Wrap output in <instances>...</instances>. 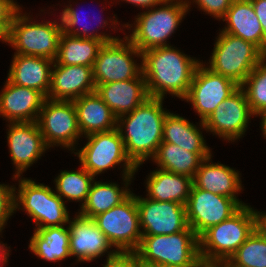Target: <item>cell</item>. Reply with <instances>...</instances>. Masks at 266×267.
<instances>
[{
  "label": "cell",
  "instance_id": "cell-7",
  "mask_svg": "<svg viewBox=\"0 0 266 267\" xmlns=\"http://www.w3.org/2000/svg\"><path fill=\"white\" fill-rule=\"evenodd\" d=\"M207 68L241 86L257 64L266 56L256 45L220 31Z\"/></svg>",
  "mask_w": 266,
  "mask_h": 267
},
{
  "label": "cell",
  "instance_id": "cell-24",
  "mask_svg": "<svg viewBox=\"0 0 266 267\" xmlns=\"http://www.w3.org/2000/svg\"><path fill=\"white\" fill-rule=\"evenodd\" d=\"M222 21L227 24L222 32L253 43L266 55V39L250 0H233Z\"/></svg>",
  "mask_w": 266,
  "mask_h": 267
},
{
  "label": "cell",
  "instance_id": "cell-46",
  "mask_svg": "<svg viewBox=\"0 0 266 267\" xmlns=\"http://www.w3.org/2000/svg\"><path fill=\"white\" fill-rule=\"evenodd\" d=\"M1 40L7 44V34L0 28V41Z\"/></svg>",
  "mask_w": 266,
  "mask_h": 267
},
{
  "label": "cell",
  "instance_id": "cell-40",
  "mask_svg": "<svg viewBox=\"0 0 266 267\" xmlns=\"http://www.w3.org/2000/svg\"><path fill=\"white\" fill-rule=\"evenodd\" d=\"M252 2L256 16L262 27L264 38L266 39V0H250Z\"/></svg>",
  "mask_w": 266,
  "mask_h": 267
},
{
  "label": "cell",
  "instance_id": "cell-5",
  "mask_svg": "<svg viewBox=\"0 0 266 267\" xmlns=\"http://www.w3.org/2000/svg\"><path fill=\"white\" fill-rule=\"evenodd\" d=\"M135 252L143 265L185 266L200 256L199 237L190 226L175 234L142 236Z\"/></svg>",
  "mask_w": 266,
  "mask_h": 267
},
{
  "label": "cell",
  "instance_id": "cell-8",
  "mask_svg": "<svg viewBox=\"0 0 266 267\" xmlns=\"http://www.w3.org/2000/svg\"><path fill=\"white\" fill-rule=\"evenodd\" d=\"M16 178L19 181V188L16 192L15 187V211L23 209L34 221L35 228L64 226L69 223L72 218L69 216L65 201L54 190L43 183L37 184L32 179L13 177Z\"/></svg>",
  "mask_w": 266,
  "mask_h": 267
},
{
  "label": "cell",
  "instance_id": "cell-27",
  "mask_svg": "<svg viewBox=\"0 0 266 267\" xmlns=\"http://www.w3.org/2000/svg\"><path fill=\"white\" fill-rule=\"evenodd\" d=\"M134 176H123L125 187H119L117 183H106L95 181L92 183L85 204L78 212L80 215L93 218L100 213L110 210L112 207L120 205L132 193L128 186ZM132 178V179H131Z\"/></svg>",
  "mask_w": 266,
  "mask_h": 267
},
{
  "label": "cell",
  "instance_id": "cell-18",
  "mask_svg": "<svg viewBox=\"0 0 266 267\" xmlns=\"http://www.w3.org/2000/svg\"><path fill=\"white\" fill-rule=\"evenodd\" d=\"M68 224L70 254L71 257H77L78 262H92L94 259L105 255L106 252L108 253L107 257L116 252L115 249L110 250L113 246L92 218L77 213L73 220H69Z\"/></svg>",
  "mask_w": 266,
  "mask_h": 267
},
{
  "label": "cell",
  "instance_id": "cell-34",
  "mask_svg": "<svg viewBox=\"0 0 266 267\" xmlns=\"http://www.w3.org/2000/svg\"><path fill=\"white\" fill-rule=\"evenodd\" d=\"M254 115L266 110V56L257 64L240 86Z\"/></svg>",
  "mask_w": 266,
  "mask_h": 267
},
{
  "label": "cell",
  "instance_id": "cell-35",
  "mask_svg": "<svg viewBox=\"0 0 266 267\" xmlns=\"http://www.w3.org/2000/svg\"><path fill=\"white\" fill-rule=\"evenodd\" d=\"M62 10L63 11L60 14L61 15V18H60L61 21H59V22L62 23V29H63L64 33H67V34H70L73 36H77V37H81V38L96 39V40L101 41L103 44L120 39L119 37L110 36V35H108V33L107 34L102 33V32L97 33L98 29H96V31H95V29L94 30L90 29L91 30L90 31L87 27V26H89V25H87V23H85L84 26L79 25V27H78L77 25L80 24V22H81L80 21L81 18L79 17L81 14H79L77 12V9L75 10V8L72 7V4L67 5ZM95 17H97V15ZM99 21H100V25H99L100 28H102V27L105 28V26L108 25L107 20L102 21V19H101V20H98V22Z\"/></svg>",
  "mask_w": 266,
  "mask_h": 267
},
{
  "label": "cell",
  "instance_id": "cell-10",
  "mask_svg": "<svg viewBox=\"0 0 266 267\" xmlns=\"http://www.w3.org/2000/svg\"><path fill=\"white\" fill-rule=\"evenodd\" d=\"M133 56L142 60V53L126 35L123 39L104 43L93 66L95 85L138 78L143 73L142 61L137 65Z\"/></svg>",
  "mask_w": 266,
  "mask_h": 267
},
{
  "label": "cell",
  "instance_id": "cell-16",
  "mask_svg": "<svg viewBox=\"0 0 266 267\" xmlns=\"http://www.w3.org/2000/svg\"><path fill=\"white\" fill-rule=\"evenodd\" d=\"M142 236L168 235L186 230L185 205L176 202H160L136 195Z\"/></svg>",
  "mask_w": 266,
  "mask_h": 267
},
{
  "label": "cell",
  "instance_id": "cell-33",
  "mask_svg": "<svg viewBox=\"0 0 266 267\" xmlns=\"http://www.w3.org/2000/svg\"><path fill=\"white\" fill-rule=\"evenodd\" d=\"M227 262L232 267H266V238L255 229Z\"/></svg>",
  "mask_w": 266,
  "mask_h": 267
},
{
  "label": "cell",
  "instance_id": "cell-28",
  "mask_svg": "<svg viewBox=\"0 0 266 267\" xmlns=\"http://www.w3.org/2000/svg\"><path fill=\"white\" fill-rule=\"evenodd\" d=\"M34 230L28 247L34 255L50 262H60L71 257L68 226L35 228Z\"/></svg>",
  "mask_w": 266,
  "mask_h": 267
},
{
  "label": "cell",
  "instance_id": "cell-22",
  "mask_svg": "<svg viewBox=\"0 0 266 267\" xmlns=\"http://www.w3.org/2000/svg\"><path fill=\"white\" fill-rule=\"evenodd\" d=\"M211 157L201 162L192 179L193 185L216 195L234 198L241 206L247 205L236 196L242 190L239 171L221 163H213Z\"/></svg>",
  "mask_w": 266,
  "mask_h": 267
},
{
  "label": "cell",
  "instance_id": "cell-26",
  "mask_svg": "<svg viewBox=\"0 0 266 267\" xmlns=\"http://www.w3.org/2000/svg\"><path fill=\"white\" fill-rule=\"evenodd\" d=\"M146 195L148 198L160 202H176L185 205L189 198L193 184L192 178L162 169L150 172L146 178Z\"/></svg>",
  "mask_w": 266,
  "mask_h": 267
},
{
  "label": "cell",
  "instance_id": "cell-9",
  "mask_svg": "<svg viewBox=\"0 0 266 267\" xmlns=\"http://www.w3.org/2000/svg\"><path fill=\"white\" fill-rule=\"evenodd\" d=\"M87 143L78 152L81 165L92 175L97 176L115 166H123L122 176H134L136 166L128 158L124 142L117 128L85 136Z\"/></svg>",
  "mask_w": 266,
  "mask_h": 267
},
{
  "label": "cell",
  "instance_id": "cell-43",
  "mask_svg": "<svg viewBox=\"0 0 266 267\" xmlns=\"http://www.w3.org/2000/svg\"><path fill=\"white\" fill-rule=\"evenodd\" d=\"M198 267H228L227 261H209L198 257Z\"/></svg>",
  "mask_w": 266,
  "mask_h": 267
},
{
  "label": "cell",
  "instance_id": "cell-41",
  "mask_svg": "<svg viewBox=\"0 0 266 267\" xmlns=\"http://www.w3.org/2000/svg\"><path fill=\"white\" fill-rule=\"evenodd\" d=\"M255 214V229L266 238V213L254 210Z\"/></svg>",
  "mask_w": 266,
  "mask_h": 267
},
{
  "label": "cell",
  "instance_id": "cell-21",
  "mask_svg": "<svg viewBox=\"0 0 266 267\" xmlns=\"http://www.w3.org/2000/svg\"><path fill=\"white\" fill-rule=\"evenodd\" d=\"M95 92L119 118L149 98L143 73L131 80L96 85Z\"/></svg>",
  "mask_w": 266,
  "mask_h": 267
},
{
  "label": "cell",
  "instance_id": "cell-39",
  "mask_svg": "<svg viewBox=\"0 0 266 267\" xmlns=\"http://www.w3.org/2000/svg\"><path fill=\"white\" fill-rule=\"evenodd\" d=\"M20 5L14 0H0V28L8 35L11 23Z\"/></svg>",
  "mask_w": 266,
  "mask_h": 267
},
{
  "label": "cell",
  "instance_id": "cell-15",
  "mask_svg": "<svg viewBox=\"0 0 266 267\" xmlns=\"http://www.w3.org/2000/svg\"><path fill=\"white\" fill-rule=\"evenodd\" d=\"M251 116L255 115L250 109L246 93L239 87L204 122L200 121L199 125L201 129L213 132L228 142H234L247 131Z\"/></svg>",
  "mask_w": 266,
  "mask_h": 267
},
{
  "label": "cell",
  "instance_id": "cell-44",
  "mask_svg": "<svg viewBox=\"0 0 266 267\" xmlns=\"http://www.w3.org/2000/svg\"><path fill=\"white\" fill-rule=\"evenodd\" d=\"M9 247L7 245L2 244L0 242V267H3L6 263H8V257H9ZM2 264V265H1Z\"/></svg>",
  "mask_w": 266,
  "mask_h": 267
},
{
  "label": "cell",
  "instance_id": "cell-48",
  "mask_svg": "<svg viewBox=\"0 0 266 267\" xmlns=\"http://www.w3.org/2000/svg\"><path fill=\"white\" fill-rule=\"evenodd\" d=\"M166 1H179V2H184V3H186V4H188V7H191L190 5H191V0L189 1V0H166Z\"/></svg>",
  "mask_w": 266,
  "mask_h": 267
},
{
  "label": "cell",
  "instance_id": "cell-3",
  "mask_svg": "<svg viewBox=\"0 0 266 267\" xmlns=\"http://www.w3.org/2000/svg\"><path fill=\"white\" fill-rule=\"evenodd\" d=\"M146 10L135 17L134 25H123L129 30L134 26L131 35L126 37L141 53L148 49L169 46L166 40L174 34L190 8L184 2L165 1L159 7Z\"/></svg>",
  "mask_w": 266,
  "mask_h": 267
},
{
  "label": "cell",
  "instance_id": "cell-31",
  "mask_svg": "<svg viewBox=\"0 0 266 267\" xmlns=\"http://www.w3.org/2000/svg\"><path fill=\"white\" fill-rule=\"evenodd\" d=\"M103 43L92 38H81L62 33L58 54L54 60L59 65H85L93 67Z\"/></svg>",
  "mask_w": 266,
  "mask_h": 267
},
{
  "label": "cell",
  "instance_id": "cell-37",
  "mask_svg": "<svg viewBox=\"0 0 266 267\" xmlns=\"http://www.w3.org/2000/svg\"><path fill=\"white\" fill-rule=\"evenodd\" d=\"M192 2H195L197 7L206 14L220 20L226 15L233 0H192Z\"/></svg>",
  "mask_w": 266,
  "mask_h": 267
},
{
  "label": "cell",
  "instance_id": "cell-11",
  "mask_svg": "<svg viewBox=\"0 0 266 267\" xmlns=\"http://www.w3.org/2000/svg\"><path fill=\"white\" fill-rule=\"evenodd\" d=\"M116 251H136L142 239L136 195L92 218Z\"/></svg>",
  "mask_w": 266,
  "mask_h": 267
},
{
  "label": "cell",
  "instance_id": "cell-1",
  "mask_svg": "<svg viewBox=\"0 0 266 267\" xmlns=\"http://www.w3.org/2000/svg\"><path fill=\"white\" fill-rule=\"evenodd\" d=\"M169 46L142 52L143 75L149 97L164 99L165 94L184 99L194 73L201 63Z\"/></svg>",
  "mask_w": 266,
  "mask_h": 267
},
{
  "label": "cell",
  "instance_id": "cell-23",
  "mask_svg": "<svg viewBox=\"0 0 266 267\" xmlns=\"http://www.w3.org/2000/svg\"><path fill=\"white\" fill-rule=\"evenodd\" d=\"M53 64L54 60L48 58L14 54L7 77L12 83L38 90L47 98Z\"/></svg>",
  "mask_w": 266,
  "mask_h": 267
},
{
  "label": "cell",
  "instance_id": "cell-49",
  "mask_svg": "<svg viewBox=\"0 0 266 267\" xmlns=\"http://www.w3.org/2000/svg\"><path fill=\"white\" fill-rule=\"evenodd\" d=\"M139 267H153V266H147V265L141 264Z\"/></svg>",
  "mask_w": 266,
  "mask_h": 267
},
{
  "label": "cell",
  "instance_id": "cell-30",
  "mask_svg": "<svg viewBox=\"0 0 266 267\" xmlns=\"http://www.w3.org/2000/svg\"><path fill=\"white\" fill-rule=\"evenodd\" d=\"M210 156L211 153H192L175 144L162 142L151 160L160 167L159 169L193 179L201 162Z\"/></svg>",
  "mask_w": 266,
  "mask_h": 267
},
{
  "label": "cell",
  "instance_id": "cell-12",
  "mask_svg": "<svg viewBox=\"0 0 266 267\" xmlns=\"http://www.w3.org/2000/svg\"><path fill=\"white\" fill-rule=\"evenodd\" d=\"M37 124L48 148L61 145L73 151L82 137L73 101L46 98L39 112Z\"/></svg>",
  "mask_w": 266,
  "mask_h": 267
},
{
  "label": "cell",
  "instance_id": "cell-47",
  "mask_svg": "<svg viewBox=\"0 0 266 267\" xmlns=\"http://www.w3.org/2000/svg\"><path fill=\"white\" fill-rule=\"evenodd\" d=\"M167 267H198V258L191 264L185 266H167Z\"/></svg>",
  "mask_w": 266,
  "mask_h": 267
},
{
  "label": "cell",
  "instance_id": "cell-42",
  "mask_svg": "<svg viewBox=\"0 0 266 267\" xmlns=\"http://www.w3.org/2000/svg\"><path fill=\"white\" fill-rule=\"evenodd\" d=\"M122 2L123 1H126L127 3H130V4H133V5H136V6H140L141 8H145L148 9V8H153L154 6H158L162 3H164L166 0H121Z\"/></svg>",
  "mask_w": 266,
  "mask_h": 267
},
{
  "label": "cell",
  "instance_id": "cell-20",
  "mask_svg": "<svg viewBox=\"0 0 266 267\" xmlns=\"http://www.w3.org/2000/svg\"><path fill=\"white\" fill-rule=\"evenodd\" d=\"M45 99L38 90L16 85L7 78L0 93V115L8 123L37 121Z\"/></svg>",
  "mask_w": 266,
  "mask_h": 267
},
{
  "label": "cell",
  "instance_id": "cell-4",
  "mask_svg": "<svg viewBox=\"0 0 266 267\" xmlns=\"http://www.w3.org/2000/svg\"><path fill=\"white\" fill-rule=\"evenodd\" d=\"M255 230V214L242 206L229 219L213 225L199 236V254L204 260L228 261Z\"/></svg>",
  "mask_w": 266,
  "mask_h": 267
},
{
  "label": "cell",
  "instance_id": "cell-2",
  "mask_svg": "<svg viewBox=\"0 0 266 267\" xmlns=\"http://www.w3.org/2000/svg\"><path fill=\"white\" fill-rule=\"evenodd\" d=\"M163 100L149 97L130 113L117 118L116 128L136 170L154 157L162 143L163 123L168 113L163 108Z\"/></svg>",
  "mask_w": 266,
  "mask_h": 267
},
{
  "label": "cell",
  "instance_id": "cell-19",
  "mask_svg": "<svg viewBox=\"0 0 266 267\" xmlns=\"http://www.w3.org/2000/svg\"><path fill=\"white\" fill-rule=\"evenodd\" d=\"M47 99L73 101L95 91L93 67L59 65L54 61Z\"/></svg>",
  "mask_w": 266,
  "mask_h": 267
},
{
  "label": "cell",
  "instance_id": "cell-36",
  "mask_svg": "<svg viewBox=\"0 0 266 267\" xmlns=\"http://www.w3.org/2000/svg\"><path fill=\"white\" fill-rule=\"evenodd\" d=\"M15 186L0 184V234L10 216L15 213Z\"/></svg>",
  "mask_w": 266,
  "mask_h": 267
},
{
  "label": "cell",
  "instance_id": "cell-45",
  "mask_svg": "<svg viewBox=\"0 0 266 267\" xmlns=\"http://www.w3.org/2000/svg\"><path fill=\"white\" fill-rule=\"evenodd\" d=\"M256 116H260V117H262L261 118V130H262V132H263V136L265 137V139H266V110H263V111H261V112H259V113H257L256 115H255V117Z\"/></svg>",
  "mask_w": 266,
  "mask_h": 267
},
{
  "label": "cell",
  "instance_id": "cell-17",
  "mask_svg": "<svg viewBox=\"0 0 266 267\" xmlns=\"http://www.w3.org/2000/svg\"><path fill=\"white\" fill-rule=\"evenodd\" d=\"M7 132L10 157L15 166L14 177L21 176L49 149L37 121L9 123Z\"/></svg>",
  "mask_w": 266,
  "mask_h": 267
},
{
  "label": "cell",
  "instance_id": "cell-32",
  "mask_svg": "<svg viewBox=\"0 0 266 267\" xmlns=\"http://www.w3.org/2000/svg\"><path fill=\"white\" fill-rule=\"evenodd\" d=\"M95 177L92 176L82 165L79 170L61 171L55 178V190L63 200L82 202L80 208L85 204L91 185Z\"/></svg>",
  "mask_w": 266,
  "mask_h": 267
},
{
  "label": "cell",
  "instance_id": "cell-38",
  "mask_svg": "<svg viewBox=\"0 0 266 267\" xmlns=\"http://www.w3.org/2000/svg\"><path fill=\"white\" fill-rule=\"evenodd\" d=\"M106 258L103 267H139L142 264L135 251H116Z\"/></svg>",
  "mask_w": 266,
  "mask_h": 267
},
{
  "label": "cell",
  "instance_id": "cell-25",
  "mask_svg": "<svg viewBox=\"0 0 266 267\" xmlns=\"http://www.w3.org/2000/svg\"><path fill=\"white\" fill-rule=\"evenodd\" d=\"M73 103L82 137L116 128L117 117L95 91L74 99Z\"/></svg>",
  "mask_w": 266,
  "mask_h": 267
},
{
  "label": "cell",
  "instance_id": "cell-29",
  "mask_svg": "<svg viewBox=\"0 0 266 267\" xmlns=\"http://www.w3.org/2000/svg\"><path fill=\"white\" fill-rule=\"evenodd\" d=\"M162 142H169L192 153H211L202 131L189 120L168 111L163 123Z\"/></svg>",
  "mask_w": 266,
  "mask_h": 267
},
{
  "label": "cell",
  "instance_id": "cell-13",
  "mask_svg": "<svg viewBox=\"0 0 266 267\" xmlns=\"http://www.w3.org/2000/svg\"><path fill=\"white\" fill-rule=\"evenodd\" d=\"M240 86L231 79L211 71L201 62L183 100L190 102L200 121L204 122L215 108L231 96Z\"/></svg>",
  "mask_w": 266,
  "mask_h": 267
},
{
  "label": "cell",
  "instance_id": "cell-6",
  "mask_svg": "<svg viewBox=\"0 0 266 267\" xmlns=\"http://www.w3.org/2000/svg\"><path fill=\"white\" fill-rule=\"evenodd\" d=\"M21 10L15 15L7 35V43L16 50L14 54L55 60L63 33L62 23L56 20L36 23L29 14L20 13Z\"/></svg>",
  "mask_w": 266,
  "mask_h": 267
},
{
  "label": "cell",
  "instance_id": "cell-14",
  "mask_svg": "<svg viewBox=\"0 0 266 267\" xmlns=\"http://www.w3.org/2000/svg\"><path fill=\"white\" fill-rule=\"evenodd\" d=\"M242 206L234 199L195 187L185 204L188 225L199 237L209 227L229 219Z\"/></svg>",
  "mask_w": 266,
  "mask_h": 267
}]
</instances>
